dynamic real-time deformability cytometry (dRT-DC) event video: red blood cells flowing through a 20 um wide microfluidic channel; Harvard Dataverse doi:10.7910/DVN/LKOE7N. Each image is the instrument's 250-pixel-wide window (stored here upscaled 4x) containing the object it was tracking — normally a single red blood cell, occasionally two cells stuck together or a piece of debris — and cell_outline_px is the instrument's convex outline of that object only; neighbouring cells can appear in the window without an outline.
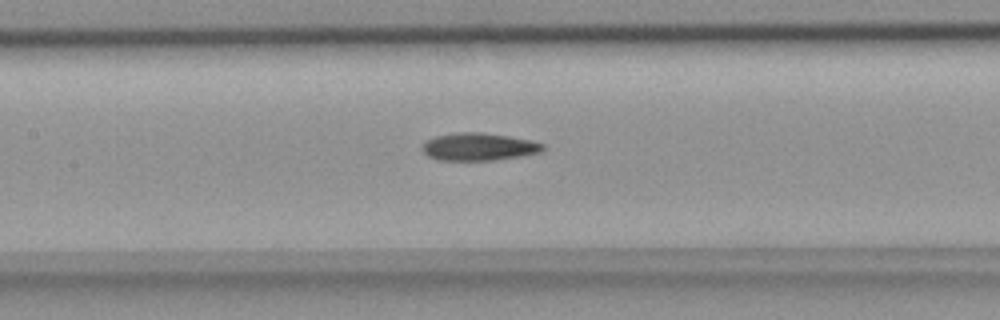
{"species": "common noctule bat (a hibernating species)", "species_latin": "Nyctalus noctula", "temperature_condition": "room temperature", "stored_images_in_passage": 41, "camera_frame_rate_fps": 3000, "um_per_image_px": 0.085, "animal": {"sex": "female", "body_mass_g": 18.4}, "frame": {"image": 1, "passage_image": 23, "time_ms": 7.333, "image_size_px": [1000, 320], "cell_outline_px": [[544, 148], [540, 152], [520, 156], [492, 160], [436, 160], [428, 156], [420, 148], [428, 140], [436, 136], [456, 132], [480, 132], [508, 136], [528, 140], [544, 144]], "centroid_in_image_um": [40.66, 12.47], "position_along_channel_um": 166.7, "area_um2": 19.19}}
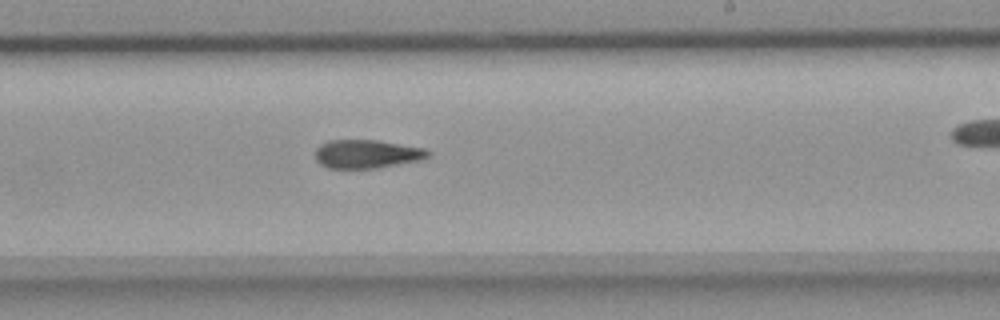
{"frame": {"image": 2, "passage_image": 30, "time_ms": 9.667, "image_size_px": [1000, 320], "cell_outline_px": [[428, 156], [420, 160], [380, 168], [328, 168], [320, 164], [316, 160], [316, 148], [320, 144], [332, 140], [376, 140], [424, 148], [428, 152]], "centroid_in_image_um": [31.15, 13.09], "position_along_channel_um": 257.9, "area_um2": 18.61}}
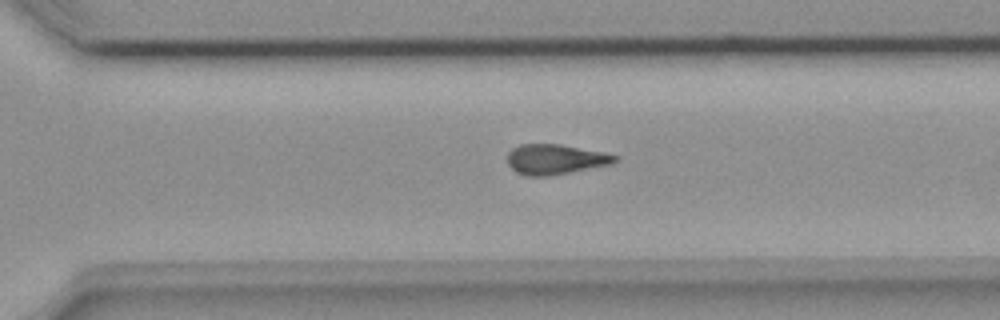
{"frame": {"image": 3, "passage_image": 35, "time_ms": 11.333, "image_size_px": [1000, 320], "cell_outline_px": [[620, 160], [612, 164], [548, 176], [528, 176], [516, 172], [508, 164], [508, 152], [512, 148], [520, 144], [560, 144], [604, 152], [616, 156]], "centroid_in_image_um": [47.2, 13.53], "position_along_channel_um": 323.4, "area_um2": 18.84}}